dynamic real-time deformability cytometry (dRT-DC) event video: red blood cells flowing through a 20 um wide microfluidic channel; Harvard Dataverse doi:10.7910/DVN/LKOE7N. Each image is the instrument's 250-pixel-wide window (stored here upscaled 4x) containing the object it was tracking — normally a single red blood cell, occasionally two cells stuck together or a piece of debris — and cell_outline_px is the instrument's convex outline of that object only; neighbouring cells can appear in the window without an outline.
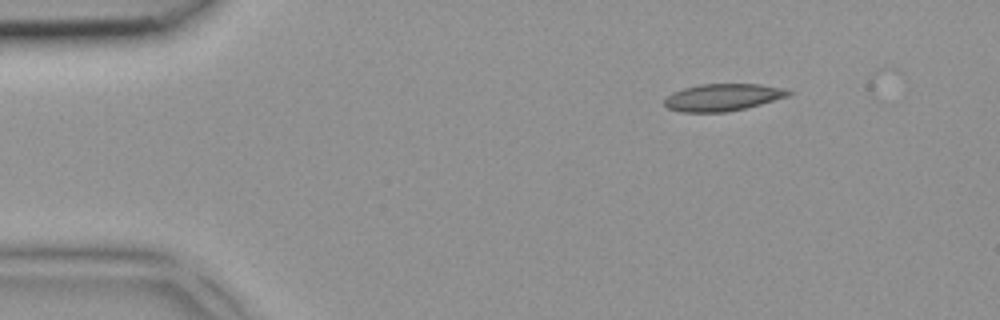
{"species": "common noctule bat (a hibernating species)", "species_latin": "Nyctalus noctula", "temperature_condition": "room temperature", "stored_images_in_passage": 4, "camera_frame_rate_fps": 3000, "um_per_image_px": 0.085, "animal": {"sex": "female", "body_mass_g": 18.4}, "frame": {"image": 1, "passage_image": 1, "time_ms": 0.0, "image_size_px": [1000, 320], "cell_outline_px": [[792, 92], [788, 96], [760, 104], [744, 108], [724, 112], [680, 112], [668, 108], [664, 104], [664, 100], [672, 92], [684, 88], [700, 84], [760, 84], [788, 88]], "centroid_in_image_um": [61.44, 8.26], "position_along_channel_um": 23.6, "area_um2": 19.59}}
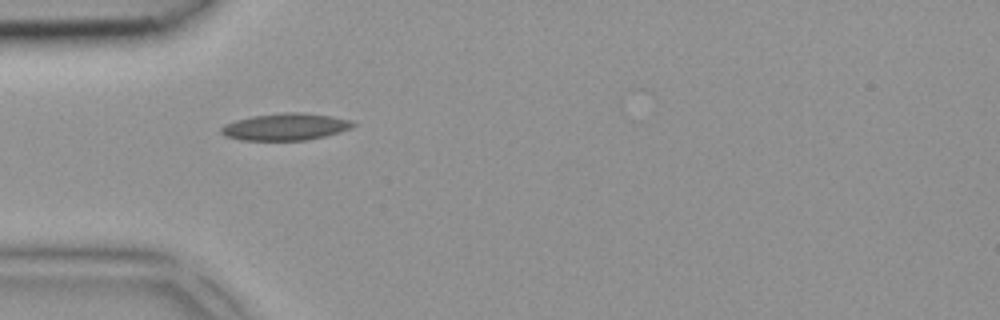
{"frame": {"image": 2, "passage_image": 3, "time_ms": 0.667, "image_size_px": [1000, 320], "cell_outline_px": [[356, 124], [352, 128], [324, 136], [308, 140], [240, 140], [224, 136], [220, 132], [220, 128], [224, 124], [236, 120], [252, 116], [284, 112], [300, 112], [332, 116], [352, 120]], "centroid_in_image_um": [24.25, 10.77], "position_along_channel_um": 60.7, "area_um2": 20.81}}